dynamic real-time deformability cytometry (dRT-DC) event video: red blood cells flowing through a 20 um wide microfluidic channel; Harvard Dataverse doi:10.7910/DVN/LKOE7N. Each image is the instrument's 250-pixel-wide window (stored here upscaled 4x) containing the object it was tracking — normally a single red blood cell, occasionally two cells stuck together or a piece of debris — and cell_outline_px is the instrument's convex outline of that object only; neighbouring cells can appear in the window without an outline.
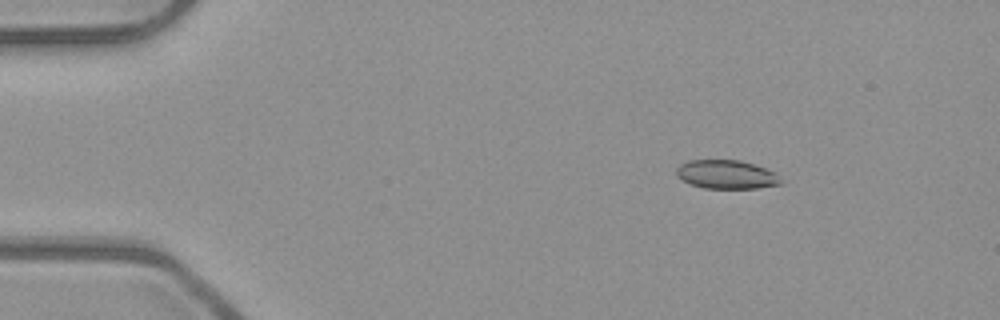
{"species": "common noctule bat (a hibernating species)", "species_latin": "Nyctalus noctula", "temperature_condition": "room temperature", "stored_images_in_passage": 5, "camera_frame_rate_fps": 3000, "um_per_image_px": 0.085, "animal": {"sex": "male", "body_mass_g": 23.1, "forearm_length_mm": 52.7}, "frame": {"image": 1, "passage_image": 2, "time_ms": 0.333, "image_size_px": [1000, 320], "cell_outline_px": [[784, 180], [780, 184], [756, 188], [704, 188], [688, 184], [676, 176], [676, 168], [680, 164], [688, 160], [740, 160], [776, 172]], "centroid_in_image_um": [61.73, 14.83], "position_along_channel_um": 23.3, "area_um2": 17.63}}
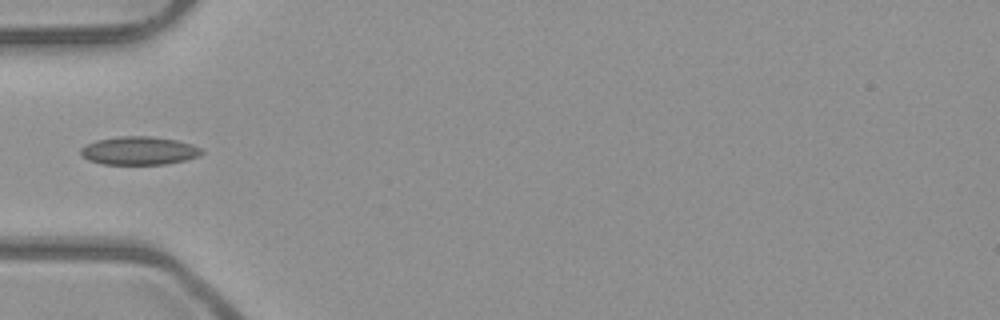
{"frame": {"image": 2, "passage_image": 5, "time_ms": 1.333, "image_size_px": [1000, 320], "cell_outline_px": [[204, 152], [200, 156], [184, 160], [164, 164], [104, 164], [88, 160], [80, 156], [80, 148], [96, 140], [120, 136], [148, 136], [176, 140], [192, 144], [200, 148]], "centroid_in_image_um": [11.8, 12.81], "position_along_channel_um": 73.2, "area_um2": 19.88}}